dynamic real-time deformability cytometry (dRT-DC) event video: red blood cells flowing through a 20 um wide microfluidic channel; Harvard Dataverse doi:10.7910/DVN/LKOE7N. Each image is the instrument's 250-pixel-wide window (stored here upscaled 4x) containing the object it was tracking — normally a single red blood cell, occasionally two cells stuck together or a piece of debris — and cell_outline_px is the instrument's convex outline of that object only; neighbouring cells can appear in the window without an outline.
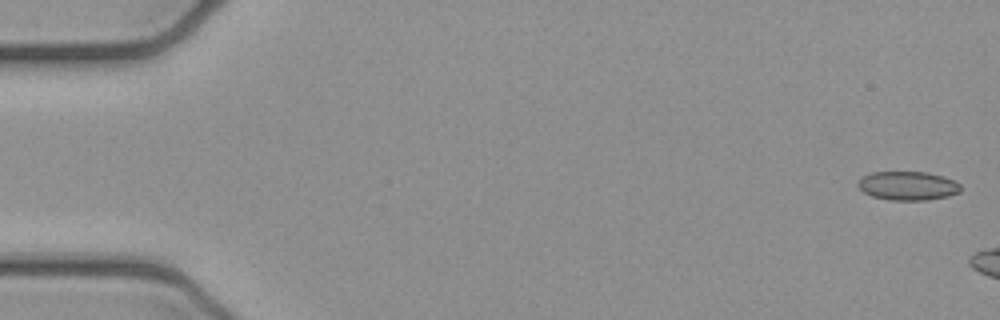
{"species": "common noctule bat (a hibernating species)", "species_latin": "Nyctalus noctula", "temperature_condition": "cold", "stored_images_in_passage": 3, "camera_frame_rate_fps": 3000, "um_per_image_px": 0.085, "animal": {"sex": "female", "body_mass_g": 21.9}, "frame": {"image": 1, "passage_image": 1, "time_ms": 0.0, "image_size_px": [1000, 320], "cell_outline_px": [[960, 192], [948, 196], [928, 200], [888, 200], [872, 196], [864, 192], [856, 184], [860, 176], [872, 172], [928, 172], [944, 176], [960, 184]], "centroid_in_image_um": [77.14, 15.78], "position_along_channel_um": 7.9, "area_um2": 17.4}}